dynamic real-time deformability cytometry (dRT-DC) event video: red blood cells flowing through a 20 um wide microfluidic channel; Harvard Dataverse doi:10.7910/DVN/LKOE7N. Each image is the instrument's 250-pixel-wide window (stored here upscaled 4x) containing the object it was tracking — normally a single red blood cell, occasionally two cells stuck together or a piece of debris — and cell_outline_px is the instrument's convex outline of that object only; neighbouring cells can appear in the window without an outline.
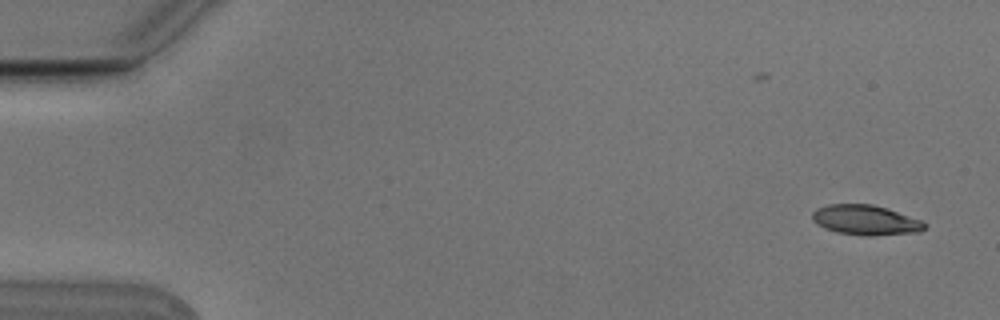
{"species": "Egyptian fruit bat (a non-hibernating species)", "species_latin": "Rousettus aegyptiacus", "temperature_condition": "cold", "stored_images_in_passage": 4, "camera_frame_rate_fps": 3000, "um_per_image_px": 0.085, "animal": {"sex": "male"}, "frame": {"image": 1, "passage_image": 1, "time_ms": 0.0, "image_size_px": [1000, 320], "cell_outline_px": [[928, 224], [920, 232], [872, 236], [864, 236], [836, 232], [824, 228], [816, 224], [812, 220], [812, 212], [816, 208], [828, 204], [872, 204], [888, 208], [924, 220]], "centroid_in_image_um": [73.6, 18.7], "position_along_channel_um": 11.4, "area_um2": 20.06}}